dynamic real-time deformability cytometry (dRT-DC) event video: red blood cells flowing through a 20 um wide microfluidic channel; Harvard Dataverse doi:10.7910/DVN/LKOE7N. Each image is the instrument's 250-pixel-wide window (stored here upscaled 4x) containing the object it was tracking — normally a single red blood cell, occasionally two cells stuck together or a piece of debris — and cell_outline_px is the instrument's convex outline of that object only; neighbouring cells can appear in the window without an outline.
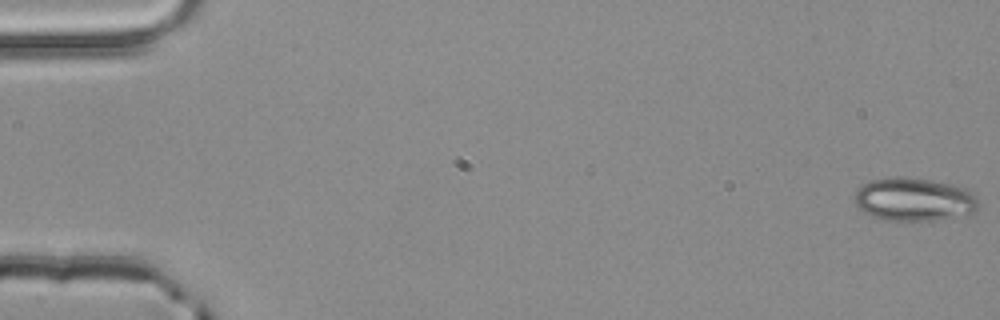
{"species": "common noctule bat (a hibernating species)", "species_latin": "Nyctalus noctula", "temperature_condition": "room temperature", "stored_images_in_passage": 5, "camera_frame_rate_fps": 3000, "um_per_image_px": 0.085, "animal": {"sex": "male", "body_mass_g": 20.4}, "frame": {"image": 1, "passage_image": 1, "time_ms": 0.0, "image_size_px": [1000, 320], "cell_outline_px": [[980, 204], [976, 212], [936, 220], [884, 220], [872, 216], [864, 212], [856, 204], [852, 196], [864, 184], [872, 180], [896, 176], [904, 176], [932, 180], [952, 184], [968, 188], [976, 192]], "centroid_in_image_um": [77.76, 16.93], "position_along_channel_um": 7.2, "area_um2": 31.62}}
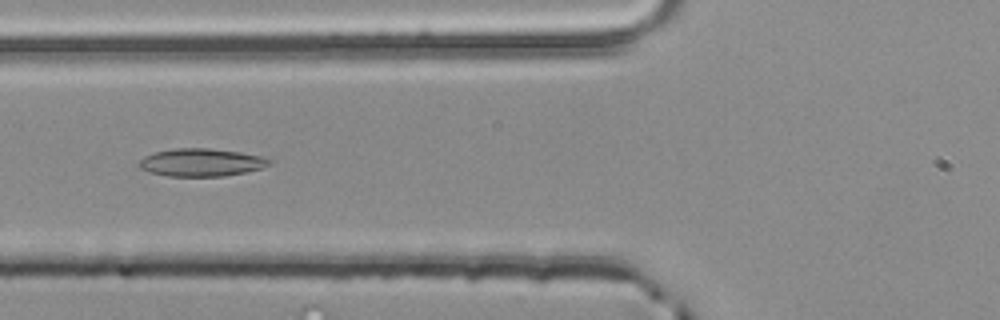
{"frame": {"image": 2, "passage_image": 5, "time_ms": 1.333, "image_size_px": [1000, 320], "cell_outline_px": [[272, 160], [268, 164], [260, 168], [244, 172], [224, 176], [168, 176], [148, 172], [140, 168], [136, 164], [144, 156], [156, 152], [176, 148], [208, 148], [240, 152], [260, 156]], "centroid_in_image_um": [17.05, 13.8], "position_along_channel_um": 108.8, "area_um2": 20.92}}